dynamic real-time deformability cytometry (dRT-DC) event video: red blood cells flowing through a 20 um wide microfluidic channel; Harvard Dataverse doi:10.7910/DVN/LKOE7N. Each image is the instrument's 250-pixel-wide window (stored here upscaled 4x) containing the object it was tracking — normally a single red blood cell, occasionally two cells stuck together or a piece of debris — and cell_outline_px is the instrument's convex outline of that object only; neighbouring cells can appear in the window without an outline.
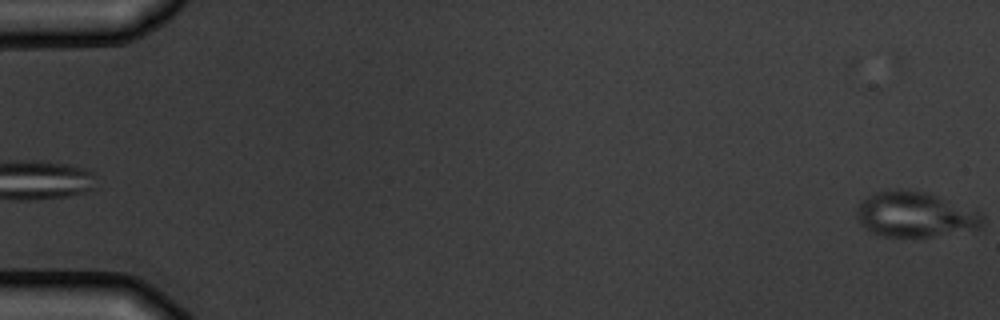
{"species": "common noctule bat (a hibernating species)", "species_latin": "Nyctalus noctula", "temperature_condition": "warm", "stored_images_in_passage": 3, "camera_frame_rate_fps": 3000, "um_per_image_px": 0.085, "animal": {"sex": "male", "body_mass_g": 19.5, "forearm_length_mm": 54.6}, "frame": {"image": 1, "passage_image": 3, "time_ms": 3.333, "image_size_px": [1000, 320], "cell_outline_px": [[984, 224], [980, 228], [932, 236], [880, 236], [864, 228], [860, 224], [856, 216], [856, 208], [860, 200], [876, 192], [896, 188], [900, 188], [924, 192], [976, 208], [984, 216]], "centroid_in_image_um": [77.78, 18.21], "position_along_channel_um": 7.2, "area_um2": 33.58}}